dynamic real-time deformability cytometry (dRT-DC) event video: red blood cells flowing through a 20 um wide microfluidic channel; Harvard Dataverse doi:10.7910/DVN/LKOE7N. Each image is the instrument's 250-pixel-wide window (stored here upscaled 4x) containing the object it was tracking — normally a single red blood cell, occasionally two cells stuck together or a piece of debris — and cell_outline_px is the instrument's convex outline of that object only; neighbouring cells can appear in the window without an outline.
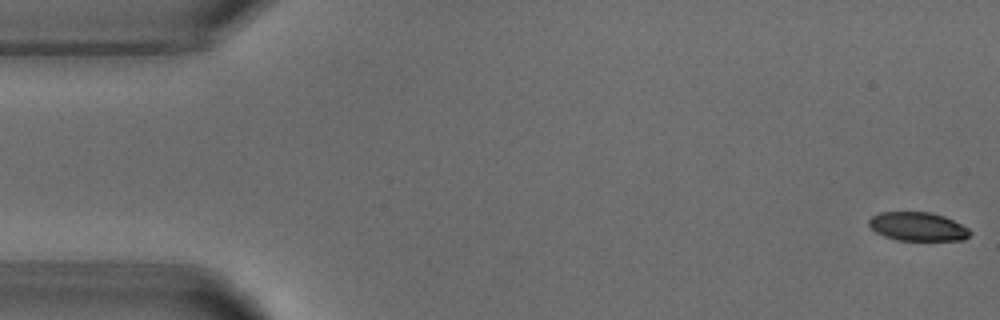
{"species": "common noctule bat (a hibernating species)", "species_latin": "Nyctalus noctula", "temperature_condition": "warm", "stored_images_in_passage": 6, "camera_frame_rate_fps": 3000, "um_per_image_px": 0.085, "animal": {"sex": "male", "body_mass_g": 18.8}, "frame": {"image": 1, "passage_image": 1, "time_ms": 0.0, "image_size_px": [1000, 320], "cell_outline_px": [[972, 232], [964, 240], [896, 240], [884, 236], [876, 232], [868, 224], [868, 220], [872, 216], [880, 212], [932, 212], [944, 216], [968, 228]], "centroid_in_image_um": [78.0, 19.25], "position_along_channel_um": 7.0, "area_um2": 16.88}}
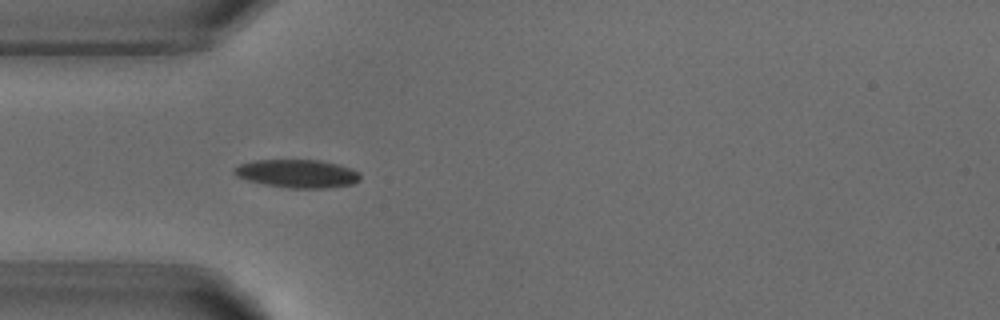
{"frame": {"image": 2, "passage_image": 5, "time_ms": 4.667, "image_size_px": [1000, 320], "cell_outline_px": [[360, 180], [352, 184], [332, 188], [288, 188], [264, 184], [248, 180], [236, 176], [232, 172], [232, 168], [240, 164], [256, 160], [316, 160], [336, 164], [352, 168], [360, 172]], "centroid_in_image_um": [25.27, 14.76], "position_along_channel_um": 59.7, "area_um2": 20.81}}